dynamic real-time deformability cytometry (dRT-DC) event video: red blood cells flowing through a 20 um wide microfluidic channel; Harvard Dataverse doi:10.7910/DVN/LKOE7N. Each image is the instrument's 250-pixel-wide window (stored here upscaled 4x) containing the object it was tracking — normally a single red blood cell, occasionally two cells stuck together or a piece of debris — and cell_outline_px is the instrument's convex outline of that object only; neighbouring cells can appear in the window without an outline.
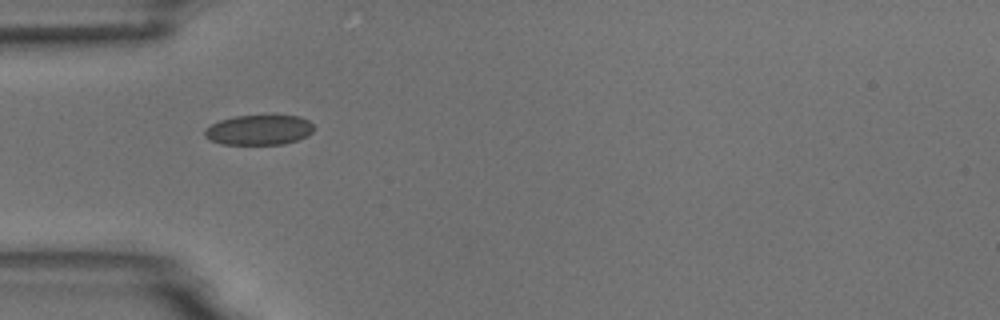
{"species": "common noctule bat (a hibernating species)", "species_latin": "Nyctalus noctula", "temperature_condition": "room temperature", "stored_images_in_passage": 3, "camera_frame_rate_fps": 3000, "um_per_image_px": 0.085, "animal": {"sex": "male", "body_mass_g": 18.8}, "frame": {"image": 1, "passage_image": 1, "time_ms": 0.0, "image_size_px": [1000, 320], "cell_outline_px": [[316, 128], [308, 136], [284, 144], [220, 144], [204, 136], [204, 128], [220, 120], [236, 116], [300, 116], [308, 120]], "centroid_in_image_um": [22.03, 11.05], "position_along_channel_um": 63.0, "area_um2": 19.07}}